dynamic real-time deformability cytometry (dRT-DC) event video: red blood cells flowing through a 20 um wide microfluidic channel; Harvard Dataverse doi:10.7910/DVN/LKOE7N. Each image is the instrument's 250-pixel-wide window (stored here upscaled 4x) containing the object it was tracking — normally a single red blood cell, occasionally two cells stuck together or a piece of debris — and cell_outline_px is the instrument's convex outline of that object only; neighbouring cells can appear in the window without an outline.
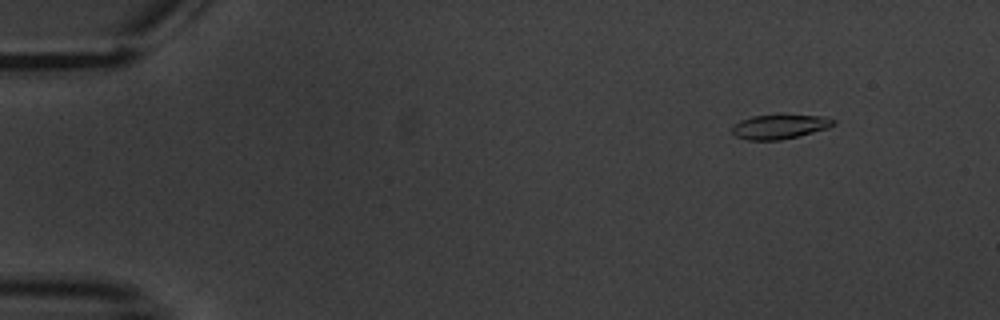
{"species": "common noctule bat (a hibernating species)", "species_latin": "Nyctalus noctula", "temperature_condition": "warm", "stored_images_in_passage": 14, "camera_frame_rate_fps": 3000, "um_per_image_px": 0.085, "animal": {"sex": "male", "body_mass_g": 20.1, "forearm_length_mm": 53.5}, "frame": {"image": 1, "passage_image": 1, "time_ms": 0.0, "image_size_px": [1000, 320], "cell_outline_px": [[836, 124], [828, 128], [780, 140], [748, 140], [736, 136], [732, 132], [732, 124], [740, 120], [752, 116], [828, 116], [836, 120]], "centroid_in_image_um": [66.26, 10.77], "position_along_channel_um": 18.7, "area_um2": 14.16}}
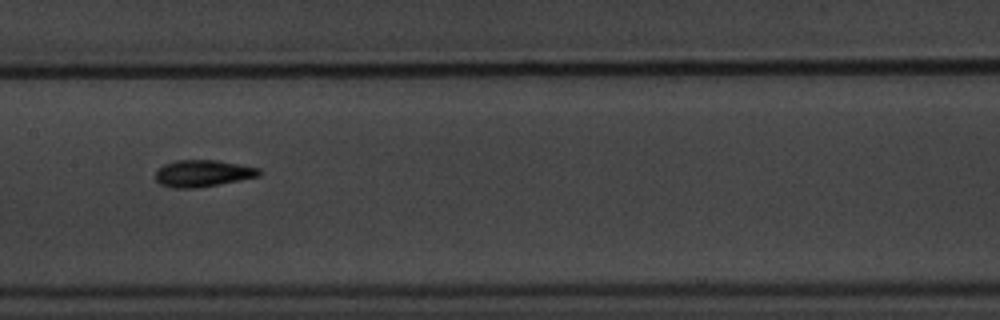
{"frame": {"image": 2, "passage_image": 7, "time_ms": 8.0, "image_size_px": [1000, 320], "cell_outline_px": [[264, 172], [260, 176], [196, 188], [172, 188], [160, 184], [156, 180], [156, 172], [164, 164], [176, 160], [216, 160], [260, 168]], "centroid_in_image_um": [17.26, 14.73], "position_along_channel_um": 190.1, "area_um2": 16.13}}
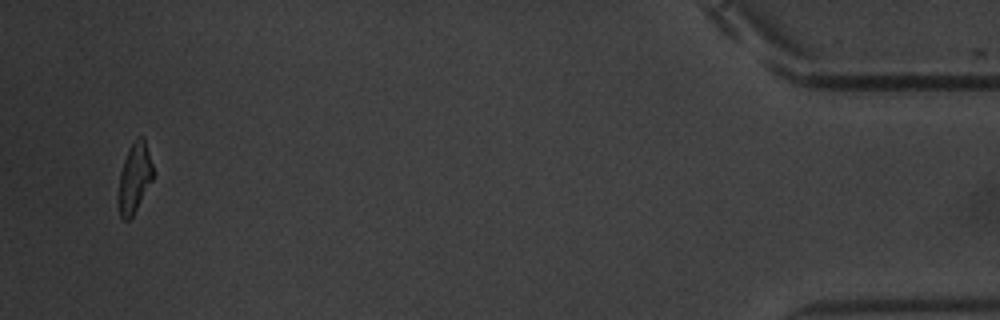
{"frame": {"image": 3, "passage_image": 14, "time_ms": 17.0, "image_size_px": [1000, 320], "cell_outline_px": [[152, 180], [132, 216], [128, 220], [124, 220], [120, 216], [120, 172], [128, 148], [136, 136], [144, 136], [152, 164]], "centroid_in_image_um": [11.45, 15.03], "position_along_channel_um": 423.8, "area_um2": 13.58}, "authors_computed_cell_mechanics": {"area_um2": 15.028, "velocity_mm_per_s": 3.4406, "shape_relaxation_time_tau1_ms": 2.7388, "shape_relaxation_time_tau2_ms": 2.3144, "deformation_change_tau1": 0.1089, "deformation_change_tau2": 0.0795}}